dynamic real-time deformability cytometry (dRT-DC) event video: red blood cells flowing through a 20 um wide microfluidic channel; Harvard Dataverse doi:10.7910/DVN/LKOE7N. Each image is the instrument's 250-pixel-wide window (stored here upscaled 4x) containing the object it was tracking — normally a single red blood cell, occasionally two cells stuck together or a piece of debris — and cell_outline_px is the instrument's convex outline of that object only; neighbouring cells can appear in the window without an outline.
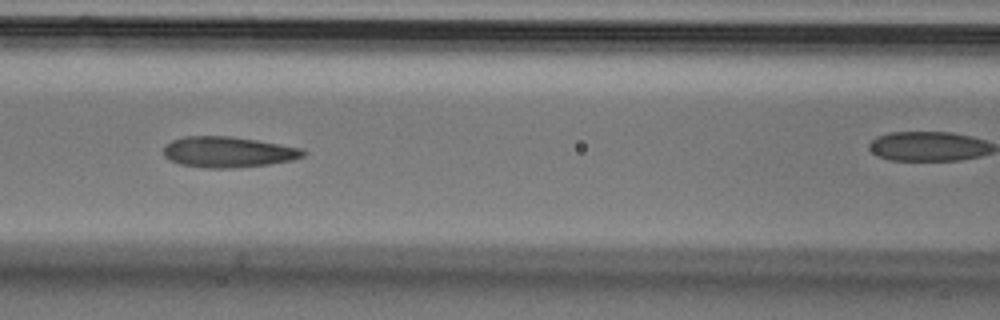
{"species": "Egyptian fruit bat (a non-hibernating species)", "species_latin": "Rousettus aegyptiacus", "temperature_condition": "cold", "stored_images_in_passage": 8, "camera_frame_rate_fps": 3000, "um_per_image_px": 0.085, "animal": {"sex": "male"}, "frame": {"image": 1, "passage_image": 5, "time_ms": 1.333, "image_size_px": [1000, 320], "cell_outline_px": [[308, 152], [304, 156], [292, 160], [268, 164], [232, 168], [204, 168], [180, 164], [168, 160], [164, 156], [164, 144], [172, 140], [184, 136], [232, 136], [256, 140], [300, 148]], "centroid_in_image_um": [19.34, 12.92], "position_along_channel_um": 147.3, "area_um2": 25.09}}
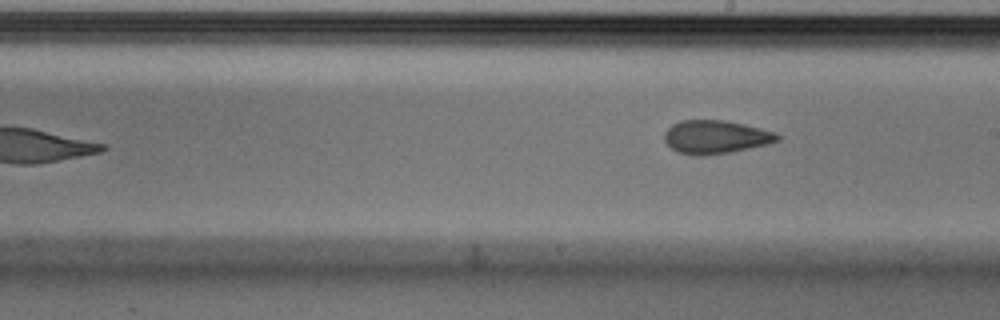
{"frame": {"image": 2, "passage_image": 8, "time_ms": 2.333, "image_size_px": [1000, 320], "cell_outline_px": [[780, 140], [768, 144], [732, 152], [704, 156], [692, 156], [676, 152], [664, 140], [664, 132], [672, 124], [684, 120], [724, 120], [744, 124], [776, 132], [780, 136]], "centroid_in_image_um": [60.83, 11.66], "position_along_channel_um": 228.2, "area_um2": 22.2}}